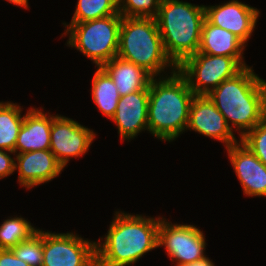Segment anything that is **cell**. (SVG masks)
I'll use <instances>...</instances> for the list:
<instances>
[{
  "mask_svg": "<svg viewBox=\"0 0 266 266\" xmlns=\"http://www.w3.org/2000/svg\"><path fill=\"white\" fill-rule=\"evenodd\" d=\"M215 263L210 260L208 257L203 258L201 260L195 261L193 263L183 265V266H215Z\"/></svg>",
  "mask_w": 266,
  "mask_h": 266,
  "instance_id": "obj_28",
  "label": "cell"
},
{
  "mask_svg": "<svg viewBox=\"0 0 266 266\" xmlns=\"http://www.w3.org/2000/svg\"><path fill=\"white\" fill-rule=\"evenodd\" d=\"M242 69L243 67L233 57L200 52L187 57L177 67L195 95H207L224 80L234 77Z\"/></svg>",
  "mask_w": 266,
  "mask_h": 266,
  "instance_id": "obj_7",
  "label": "cell"
},
{
  "mask_svg": "<svg viewBox=\"0 0 266 266\" xmlns=\"http://www.w3.org/2000/svg\"><path fill=\"white\" fill-rule=\"evenodd\" d=\"M240 141L266 166V118L248 131Z\"/></svg>",
  "mask_w": 266,
  "mask_h": 266,
  "instance_id": "obj_25",
  "label": "cell"
},
{
  "mask_svg": "<svg viewBox=\"0 0 266 266\" xmlns=\"http://www.w3.org/2000/svg\"><path fill=\"white\" fill-rule=\"evenodd\" d=\"M70 23L119 14V0H78Z\"/></svg>",
  "mask_w": 266,
  "mask_h": 266,
  "instance_id": "obj_22",
  "label": "cell"
},
{
  "mask_svg": "<svg viewBox=\"0 0 266 266\" xmlns=\"http://www.w3.org/2000/svg\"><path fill=\"white\" fill-rule=\"evenodd\" d=\"M23 108L17 103L0 102V149L14 152L21 126L24 122Z\"/></svg>",
  "mask_w": 266,
  "mask_h": 266,
  "instance_id": "obj_20",
  "label": "cell"
},
{
  "mask_svg": "<svg viewBox=\"0 0 266 266\" xmlns=\"http://www.w3.org/2000/svg\"><path fill=\"white\" fill-rule=\"evenodd\" d=\"M156 78L149 86L148 131L160 141L171 142L186 131L195 94L178 70Z\"/></svg>",
  "mask_w": 266,
  "mask_h": 266,
  "instance_id": "obj_3",
  "label": "cell"
},
{
  "mask_svg": "<svg viewBox=\"0 0 266 266\" xmlns=\"http://www.w3.org/2000/svg\"><path fill=\"white\" fill-rule=\"evenodd\" d=\"M15 171L20 186L28 190L58 177L63 166L50 149L15 154ZM17 161V162H16Z\"/></svg>",
  "mask_w": 266,
  "mask_h": 266,
  "instance_id": "obj_14",
  "label": "cell"
},
{
  "mask_svg": "<svg viewBox=\"0 0 266 266\" xmlns=\"http://www.w3.org/2000/svg\"><path fill=\"white\" fill-rule=\"evenodd\" d=\"M0 266H29L18 259L11 249H0Z\"/></svg>",
  "mask_w": 266,
  "mask_h": 266,
  "instance_id": "obj_27",
  "label": "cell"
},
{
  "mask_svg": "<svg viewBox=\"0 0 266 266\" xmlns=\"http://www.w3.org/2000/svg\"><path fill=\"white\" fill-rule=\"evenodd\" d=\"M149 90L121 96L111 120L117 125L124 141L134 139L142 131H148Z\"/></svg>",
  "mask_w": 266,
  "mask_h": 266,
  "instance_id": "obj_15",
  "label": "cell"
},
{
  "mask_svg": "<svg viewBox=\"0 0 266 266\" xmlns=\"http://www.w3.org/2000/svg\"><path fill=\"white\" fill-rule=\"evenodd\" d=\"M96 133L78 121L56 115L52 119L50 150L65 168L70 159L85 155L92 145Z\"/></svg>",
  "mask_w": 266,
  "mask_h": 266,
  "instance_id": "obj_10",
  "label": "cell"
},
{
  "mask_svg": "<svg viewBox=\"0 0 266 266\" xmlns=\"http://www.w3.org/2000/svg\"><path fill=\"white\" fill-rule=\"evenodd\" d=\"M240 139L266 118V81L251 66L207 94ZM231 123V124H229Z\"/></svg>",
  "mask_w": 266,
  "mask_h": 266,
  "instance_id": "obj_2",
  "label": "cell"
},
{
  "mask_svg": "<svg viewBox=\"0 0 266 266\" xmlns=\"http://www.w3.org/2000/svg\"><path fill=\"white\" fill-rule=\"evenodd\" d=\"M11 154L14 152L0 149V179L10 176L15 172V158Z\"/></svg>",
  "mask_w": 266,
  "mask_h": 266,
  "instance_id": "obj_26",
  "label": "cell"
},
{
  "mask_svg": "<svg viewBox=\"0 0 266 266\" xmlns=\"http://www.w3.org/2000/svg\"><path fill=\"white\" fill-rule=\"evenodd\" d=\"M47 113L41 108L27 110L15 144V154L50 149L52 119L56 115Z\"/></svg>",
  "mask_w": 266,
  "mask_h": 266,
  "instance_id": "obj_16",
  "label": "cell"
},
{
  "mask_svg": "<svg viewBox=\"0 0 266 266\" xmlns=\"http://www.w3.org/2000/svg\"><path fill=\"white\" fill-rule=\"evenodd\" d=\"M113 218L105 236L96 242V266H131L146 253L159 248L161 216L116 211Z\"/></svg>",
  "mask_w": 266,
  "mask_h": 266,
  "instance_id": "obj_1",
  "label": "cell"
},
{
  "mask_svg": "<svg viewBox=\"0 0 266 266\" xmlns=\"http://www.w3.org/2000/svg\"><path fill=\"white\" fill-rule=\"evenodd\" d=\"M42 266H96V241L75 232L43 231Z\"/></svg>",
  "mask_w": 266,
  "mask_h": 266,
  "instance_id": "obj_9",
  "label": "cell"
},
{
  "mask_svg": "<svg viewBox=\"0 0 266 266\" xmlns=\"http://www.w3.org/2000/svg\"><path fill=\"white\" fill-rule=\"evenodd\" d=\"M102 68L112 78L120 96L149 90L150 83L154 78L145 68L123 60L118 56L105 63Z\"/></svg>",
  "mask_w": 266,
  "mask_h": 266,
  "instance_id": "obj_18",
  "label": "cell"
},
{
  "mask_svg": "<svg viewBox=\"0 0 266 266\" xmlns=\"http://www.w3.org/2000/svg\"><path fill=\"white\" fill-rule=\"evenodd\" d=\"M37 230L21 216L5 219L0 224V249H12L20 242L27 240Z\"/></svg>",
  "mask_w": 266,
  "mask_h": 266,
  "instance_id": "obj_21",
  "label": "cell"
},
{
  "mask_svg": "<svg viewBox=\"0 0 266 266\" xmlns=\"http://www.w3.org/2000/svg\"><path fill=\"white\" fill-rule=\"evenodd\" d=\"M16 257L29 266L43 265V230L38 229L27 240L11 249Z\"/></svg>",
  "mask_w": 266,
  "mask_h": 266,
  "instance_id": "obj_23",
  "label": "cell"
},
{
  "mask_svg": "<svg viewBox=\"0 0 266 266\" xmlns=\"http://www.w3.org/2000/svg\"><path fill=\"white\" fill-rule=\"evenodd\" d=\"M246 45L233 33L211 24L206 18L202 24L198 52L208 55L233 57L243 68Z\"/></svg>",
  "mask_w": 266,
  "mask_h": 266,
  "instance_id": "obj_17",
  "label": "cell"
},
{
  "mask_svg": "<svg viewBox=\"0 0 266 266\" xmlns=\"http://www.w3.org/2000/svg\"><path fill=\"white\" fill-rule=\"evenodd\" d=\"M155 19L164 50L177 67L198 52L205 5L182 0H161Z\"/></svg>",
  "mask_w": 266,
  "mask_h": 266,
  "instance_id": "obj_4",
  "label": "cell"
},
{
  "mask_svg": "<svg viewBox=\"0 0 266 266\" xmlns=\"http://www.w3.org/2000/svg\"><path fill=\"white\" fill-rule=\"evenodd\" d=\"M225 149L243 194L266 197V166L241 141Z\"/></svg>",
  "mask_w": 266,
  "mask_h": 266,
  "instance_id": "obj_13",
  "label": "cell"
},
{
  "mask_svg": "<svg viewBox=\"0 0 266 266\" xmlns=\"http://www.w3.org/2000/svg\"><path fill=\"white\" fill-rule=\"evenodd\" d=\"M117 56L145 68L154 77L177 70L164 50L155 18L122 17ZM168 68L171 70L165 74Z\"/></svg>",
  "mask_w": 266,
  "mask_h": 266,
  "instance_id": "obj_5",
  "label": "cell"
},
{
  "mask_svg": "<svg viewBox=\"0 0 266 266\" xmlns=\"http://www.w3.org/2000/svg\"><path fill=\"white\" fill-rule=\"evenodd\" d=\"M161 0H119V14L122 17L155 18Z\"/></svg>",
  "mask_w": 266,
  "mask_h": 266,
  "instance_id": "obj_24",
  "label": "cell"
},
{
  "mask_svg": "<svg viewBox=\"0 0 266 266\" xmlns=\"http://www.w3.org/2000/svg\"><path fill=\"white\" fill-rule=\"evenodd\" d=\"M206 238L198 227L191 224H172L164 217L158 228V247L164 246L175 266H183L206 258ZM175 260V261H174Z\"/></svg>",
  "mask_w": 266,
  "mask_h": 266,
  "instance_id": "obj_8",
  "label": "cell"
},
{
  "mask_svg": "<svg viewBox=\"0 0 266 266\" xmlns=\"http://www.w3.org/2000/svg\"><path fill=\"white\" fill-rule=\"evenodd\" d=\"M195 131L211 139H216L226 148L240 141L235 137L223 114L207 95H195L189 109L187 130Z\"/></svg>",
  "mask_w": 266,
  "mask_h": 266,
  "instance_id": "obj_11",
  "label": "cell"
},
{
  "mask_svg": "<svg viewBox=\"0 0 266 266\" xmlns=\"http://www.w3.org/2000/svg\"><path fill=\"white\" fill-rule=\"evenodd\" d=\"M260 11L239 0L222 5H205V18L213 25L236 35L246 46L254 32Z\"/></svg>",
  "mask_w": 266,
  "mask_h": 266,
  "instance_id": "obj_12",
  "label": "cell"
},
{
  "mask_svg": "<svg viewBox=\"0 0 266 266\" xmlns=\"http://www.w3.org/2000/svg\"><path fill=\"white\" fill-rule=\"evenodd\" d=\"M121 15H111L81 23H62L66 30L62 37L69 36L67 46L80 51L96 67L117 56ZM64 35V36H63Z\"/></svg>",
  "mask_w": 266,
  "mask_h": 266,
  "instance_id": "obj_6",
  "label": "cell"
},
{
  "mask_svg": "<svg viewBox=\"0 0 266 266\" xmlns=\"http://www.w3.org/2000/svg\"><path fill=\"white\" fill-rule=\"evenodd\" d=\"M8 3H13L14 5L20 6L21 8H29V0H6Z\"/></svg>",
  "mask_w": 266,
  "mask_h": 266,
  "instance_id": "obj_29",
  "label": "cell"
},
{
  "mask_svg": "<svg viewBox=\"0 0 266 266\" xmlns=\"http://www.w3.org/2000/svg\"><path fill=\"white\" fill-rule=\"evenodd\" d=\"M91 93L94 104L111 120L121 96L112 78L102 67H97L94 73Z\"/></svg>",
  "mask_w": 266,
  "mask_h": 266,
  "instance_id": "obj_19",
  "label": "cell"
}]
</instances>
